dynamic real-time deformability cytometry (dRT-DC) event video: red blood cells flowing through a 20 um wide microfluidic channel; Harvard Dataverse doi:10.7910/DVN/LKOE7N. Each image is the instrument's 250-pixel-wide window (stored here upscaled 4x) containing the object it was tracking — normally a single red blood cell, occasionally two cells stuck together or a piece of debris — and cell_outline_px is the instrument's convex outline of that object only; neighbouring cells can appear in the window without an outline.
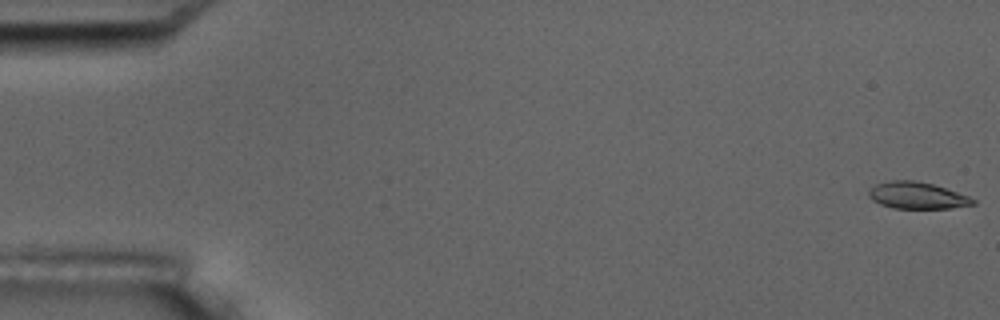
{"species": "common noctule bat (a hibernating species)", "species_latin": "Nyctalus noctula", "temperature_condition": "room temperature", "stored_images_in_passage": 5, "camera_frame_rate_fps": 3000, "um_per_image_px": 0.085, "animal": {"sex": "male", "body_mass_g": 17.5, "forearm_length_mm": 52.3}, "frame": {"image": 1, "passage_image": 1, "time_ms": 0.0, "image_size_px": [1000, 320], "cell_outline_px": [[976, 204], [948, 208], [892, 208], [880, 204], [872, 200], [868, 196], [868, 192], [876, 184], [892, 180], [912, 180], [932, 184], [968, 196], [976, 200]], "centroid_in_image_um": [77.93, 16.62], "position_along_channel_um": 7.1, "area_um2": 16.01}}
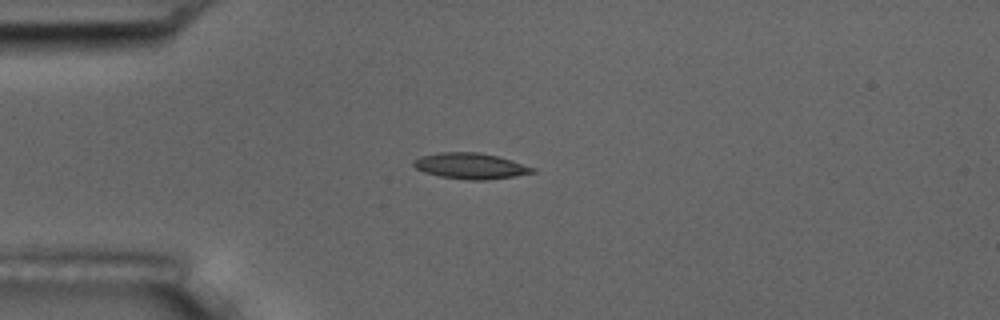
{"frame": {"image": 2, "passage_image": 5, "time_ms": 4.667, "image_size_px": [1000, 320], "cell_outline_px": [[536, 172], [488, 180], [468, 180], [440, 176], [424, 172], [416, 168], [412, 164], [420, 156], [440, 152], [480, 152], [512, 160], [536, 168]], "centroid_in_image_um": [40.01, 14.1], "position_along_channel_um": 45.0, "area_um2": 17.86}}